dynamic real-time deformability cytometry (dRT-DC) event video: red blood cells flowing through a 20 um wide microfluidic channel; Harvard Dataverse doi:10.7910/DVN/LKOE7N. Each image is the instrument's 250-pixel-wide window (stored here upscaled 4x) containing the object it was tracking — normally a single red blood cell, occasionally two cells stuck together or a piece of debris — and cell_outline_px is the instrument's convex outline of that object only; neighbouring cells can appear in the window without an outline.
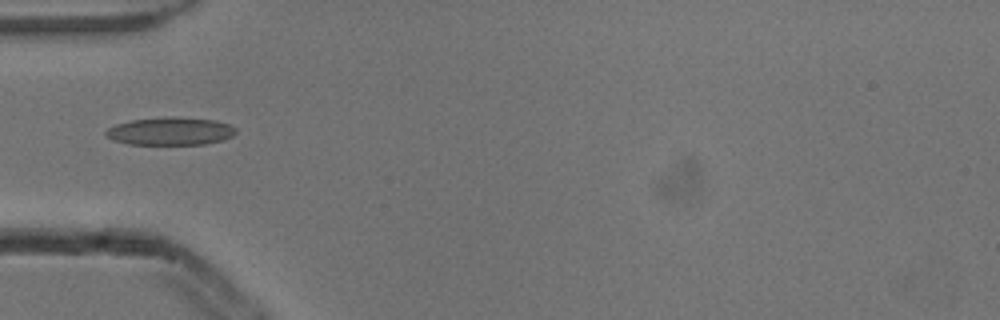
{"species": "common noctule bat (a hibernating species)", "species_latin": "Nyctalus noctula", "temperature_condition": "cold", "stored_images_in_passage": 2, "camera_frame_rate_fps": 3000, "um_per_image_px": 0.085, "animal": {"sex": "male", "body_mass_g": 13.3}, "frame": {"image": 1, "passage_image": 2, "time_ms": 0.333, "image_size_px": [1000, 320], "cell_outline_px": [[236, 132], [232, 136], [220, 140], [204, 144], [128, 144], [116, 140], [108, 136], [104, 132], [108, 128], [116, 124], [132, 120], [164, 116], [172, 116], [216, 120], [228, 124], [236, 128]], "centroid_in_image_um": [14.49, 11.13], "position_along_channel_um": 70.5, "area_um2": 20.98}}